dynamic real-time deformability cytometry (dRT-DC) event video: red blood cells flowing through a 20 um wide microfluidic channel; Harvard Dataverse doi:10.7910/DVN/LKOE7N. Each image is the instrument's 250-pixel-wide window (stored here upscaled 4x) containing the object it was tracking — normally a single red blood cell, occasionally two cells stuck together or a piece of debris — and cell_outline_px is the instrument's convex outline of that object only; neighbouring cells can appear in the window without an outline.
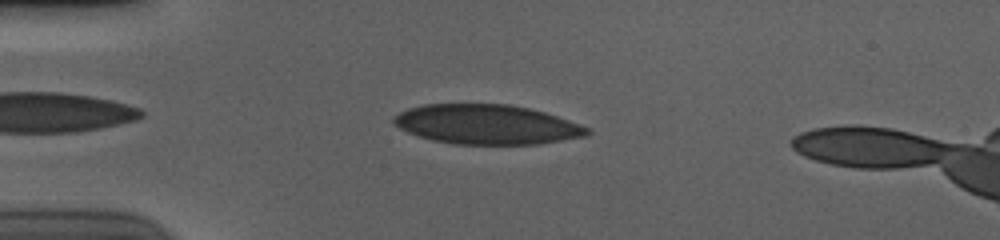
{"species": "human", "species_latin": "Homo sapiens", "temperature_condition": "cold", "stored_images_in_passage": 42, "camera_frame_rate_fps": 3000, "um_per_image_px": 0.085, "donor": {"sex": "male"}, "frame": {"image": 1, "passage_image": 5, "time_ms": 1.333, "image_size_px": [1000, 240], "cell_outline_px": [[592, 132], [588, 136], [540, 144], [452, 144], [432, 140], [408, 132], [392, 124], [392, 120], [400, 112], [408, 108], [424, 104], [508, 104], [528, 108], [544, 112], [580, 124], [588, 128]], "centroid_in_image_um": [41.38, 10.58], "position_along_channel_um": 43.6, "area_um2": 44.68}}
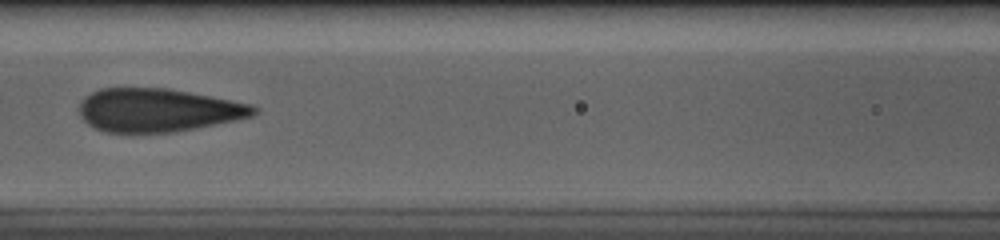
{"frame": {"image": 2, "passage_image": 16, "time_ms": 5.0, "image_size_px": [1000, 240], "cell_outline_px": [[260, 112], [252, 116], [196, 128], [172, 132], [104, 132], [88, 124], [80, 116], [80, 104], [84, 96], [100, 88], [164, 88], [188, 92], [252, 104], [260, 108]], "centroid_in_image_um": [13.43, 9.36], "position_along_channel_um": 153.2, "area_um2": 43.81}}
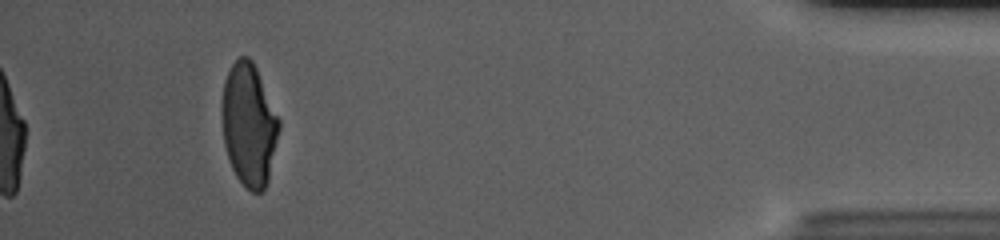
{"frame": {"image": 3, "passage_image": 42, "time_ms": 13.667, "image_size_px": [1000, 240], "cell_outline_px": [[280, 128], [268, 180], [264, 192], [252, 192], [236, 176], [232, 168], [224, 144], [220, 104], [224, 80], [232, 64], [240, 56], [248, 56], [252, 60], [256, 68], [280, 120]], "centroid_in_image_um": [21.14, 10.58], "position_along_channel_um": 414.1, "area_um2": 40.86}, "authors_computed_cell_mechanics": {"area_um2": 44.506, "velocity_mm_per_s": 3.7167, "shape_relaxation_time_tau1_ms": 6.8436, "shape_relaxation_time_tau2_ms": null, "deformation_change_tau1": 0.2068, "deformation_change_tau2": null}}